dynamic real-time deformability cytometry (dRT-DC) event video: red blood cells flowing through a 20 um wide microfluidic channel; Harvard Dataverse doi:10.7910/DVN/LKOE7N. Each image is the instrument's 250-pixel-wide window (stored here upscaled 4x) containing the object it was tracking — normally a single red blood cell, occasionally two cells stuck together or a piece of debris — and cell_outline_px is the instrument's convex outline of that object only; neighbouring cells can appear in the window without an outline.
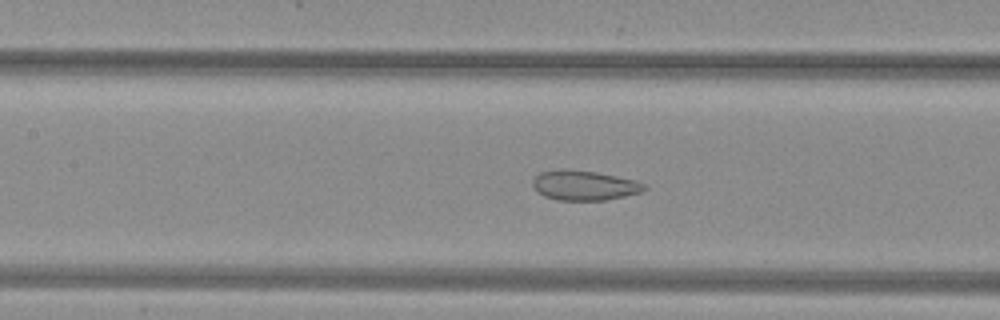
{"species": "common noctule bat (a hibernating species)", "species_latin": "Nyctalus noctula", "temperature_condition": "warm", "stored_images_in_passage": 51, "camera_frame_rate_fps": 3000, "um_per_image_px": 0.085, "animal": {"sex": "female", "body_mass_g": 29.2, "forearm_length_mm": 56.3}, "frame": {"image": 1, "passage_image": 23, "time_ms": 7.333, "image_size_px": [1000, 320], "cell_outline_px": [[648, 188], [640, 192], [608, 200], [556, 200], [544, 196], [536, 192], [532, 184], [532, 180], [540, 172], [560, 168], [564, 168], [596, 172], [636, 180], [648, 184]], "centroid_in_image_um": [49.65, 15.75], "position_along_channel_um": 157.7, "area_um2": 19.71}}
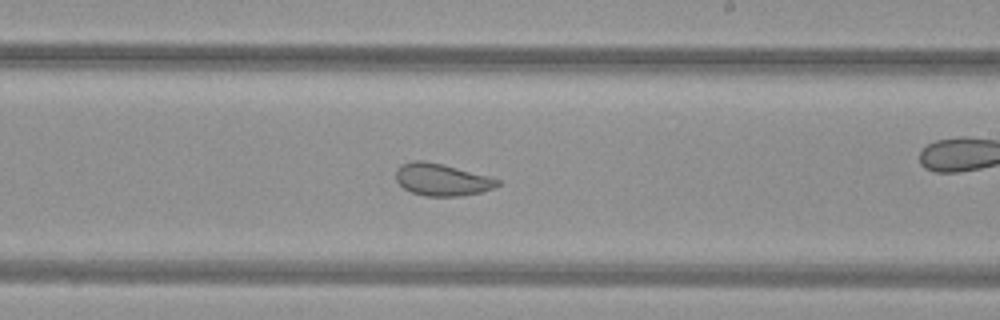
{"frame": {"image": 2, "passage_image": 30, "time_ms": 9.667, "image_size_px": [1000, 320], "cell_outline_px": [[500, 184], [496, 188], [480, 192], [460, 196], [424, 196], [412, 192], [404, 188], [396, 180], [396, 168], [400, 164], [412, 160], [424, 160], [444, 164], [488, 176], [500, 180]], "centroid_in_image_um": [37.54, 15.26], "position_along_channel_um": 251.5, "area_um2": 19.19}}
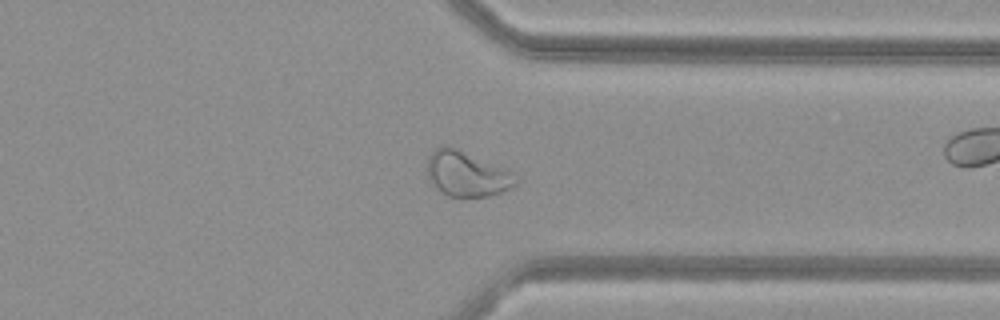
{"frame": {"image": 3, "passage_image": 39, "time_ms": 12.667, "image_size_px": [1000, 320], "cell_outline_px": [[520, 180], [516, 184], [500, 192], [488, 196], [448, 196], [436, 188], [428, 176], [428, 156], [436, 148], [444, 144], [504, 168], [520, 176]], "centroid_in_image_um": [39.69, 14.78], "position_along_channel_um": 371.7, "area_um2": 22.89}, "authors_computed_cell_mechanics": {"area_um2": 25.6054, "velocity_mm_per_s": 4.0363, "shape_relaxation_time_tau1_ms": null, "shape_relaxation_time_tau2_ms": 1.0948, "deformation_change_tau1": null, "deformation_change_tau2": 0.0815}}